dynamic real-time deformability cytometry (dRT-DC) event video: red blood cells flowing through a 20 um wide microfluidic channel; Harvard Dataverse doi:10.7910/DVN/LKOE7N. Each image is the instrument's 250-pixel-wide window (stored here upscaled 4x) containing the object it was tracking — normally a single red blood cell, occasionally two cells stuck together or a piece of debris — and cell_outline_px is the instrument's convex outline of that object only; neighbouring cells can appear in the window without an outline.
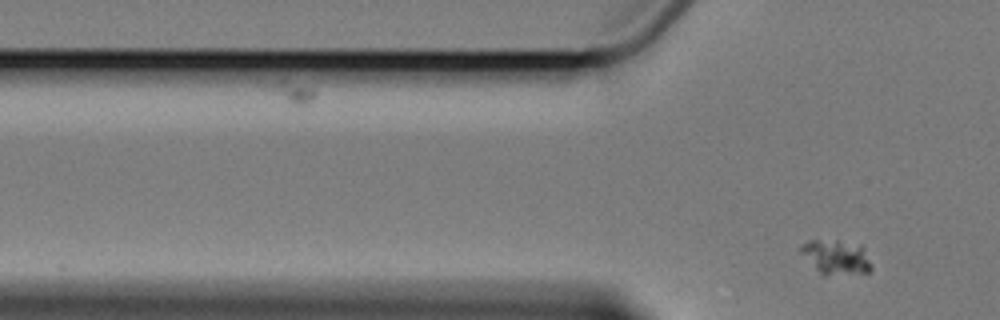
{"species": "Egyptian fruit bat (a non-hibernating species)", "species_latin": "Rousettus aegyptiacus", "temperature_condition": "cold", "stored_images_in_passage": 2, "camera_frame_rate_fps": 3000, "um_per_image_px": 0.085, "animal": {"sex": "female"}, "frame": {"image": 1, "passage_image": 2, "time_ms": 1.333, "image_size_px": [1000, 320], "cell_outline_px": [[872, 268], [868, 272], [828, 276], [824, 276], [800, 252], [800, 244], [808, 240], [840, 240], [860, 244], [864, 248], [872, 264]], "centroid_in_image_um": [71.09, 21.84], "position_along_channel_um": 54.7, "area_um2": 14.39}}